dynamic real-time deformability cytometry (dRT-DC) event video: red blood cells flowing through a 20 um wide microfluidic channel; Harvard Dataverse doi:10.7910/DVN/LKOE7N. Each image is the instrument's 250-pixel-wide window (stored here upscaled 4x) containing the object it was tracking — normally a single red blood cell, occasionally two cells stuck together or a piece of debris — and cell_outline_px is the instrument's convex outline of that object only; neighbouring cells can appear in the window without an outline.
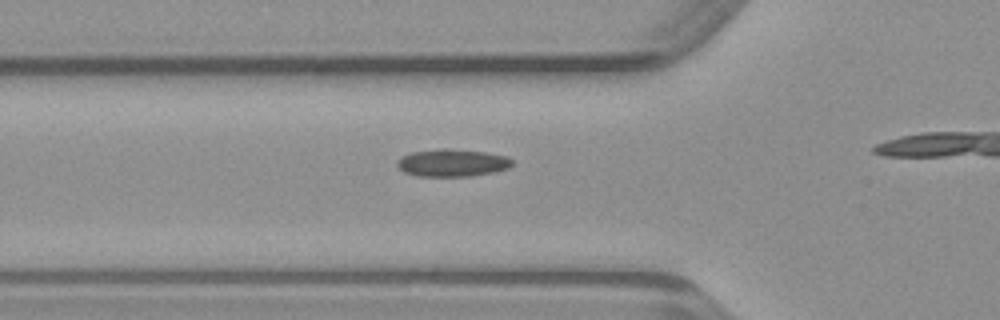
{"species": "common noctule bat (a hibernating species)", "species_latin": "Nyctalus noctula", "temperature_condition": "warm", "stored_images_in_passage": 18, "camera_frame_rate_fps": 3000, "um_per_image_px": 0.085, "animal": {"sex": "male", "body_mass_g": 23.1, "forearm_length_mm": 52.7}, "frame": {"image": 1, "passage_image": 11, "time_ms": 3.333, "image_size_px": [1000, 320], "cell_outline_px": [[512, 164], [508, 168], [496, 172], [468, 176], [416, 176], [404, 172], [396, 164], [396, 160], [400, 156], [412, 152], [488, 152], [508, 156], [512, 160]], "centroid_in_image_um": [38.46, 13.9], "position_along_channel_um": 87.3, "area_um2": 17.46}}
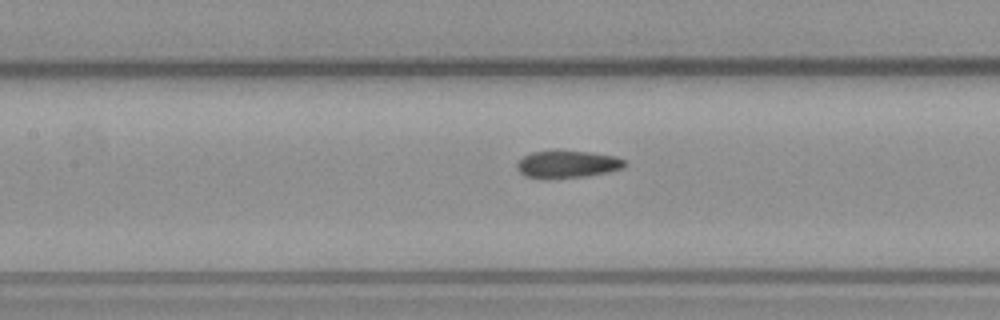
{"frame": {"image": 2, "passage_image": 16, "time_ms": 5.0, "image_size_px": [1000, 320], "cell_outline_px": [[628, 164], [624, 168], [608, 172], [584, 176], [524, 176], [516, 168], [516, 164], [524, 156], [532, 152], [592, 152], [616, 156], [624, 160]], "centroid_in_image_um": [48.31, 13.94], "position_along_channel_um": 159.1, "area_um2": 16.3}}